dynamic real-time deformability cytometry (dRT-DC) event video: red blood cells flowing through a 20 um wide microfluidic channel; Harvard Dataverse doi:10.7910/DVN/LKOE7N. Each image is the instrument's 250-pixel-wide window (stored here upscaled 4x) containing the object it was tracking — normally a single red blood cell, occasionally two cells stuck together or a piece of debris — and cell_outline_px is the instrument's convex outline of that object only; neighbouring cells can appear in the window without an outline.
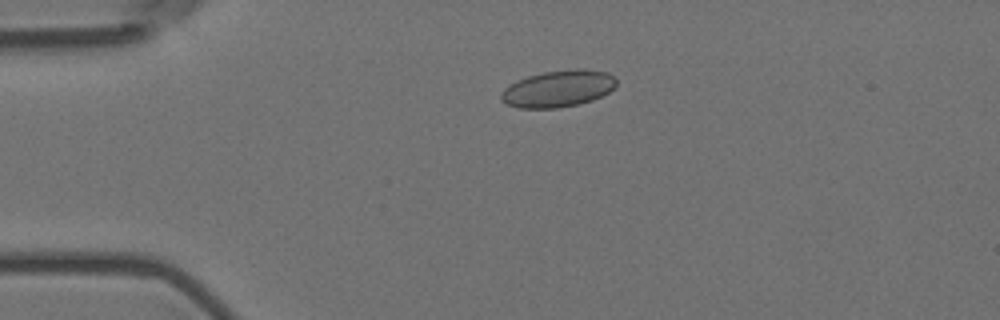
{"species": "Egyptian fruit bat (a non-hibernating species)", "species_latin": "Rousettus aegyptiacus", "temperature_condition": "room temperature", "stored_images_in_passage": 2, "camera_frame_rate_fps": 3000, "um_per_image_px": 0.085, "animal": {"sex": "female"}, "frame": {"image": 1, "passage_image": 1, "time_ms": 0.0, "image_size_px": [1000, 320], "cell_outline_px": [[616, 84], [608, 92], [592, 100], [580, 104], [556, 108], [516, 108], [500, 100], [500, 96], [504, 88], [516, 80], [528, 76], [544, 72], [576, 68], [584, 68], [608, 72], [616, 80]], "centroid_in_image_um": [47.42, 7.53], "position_along_channel_um": 37.6, "area_um2": 24.74}}
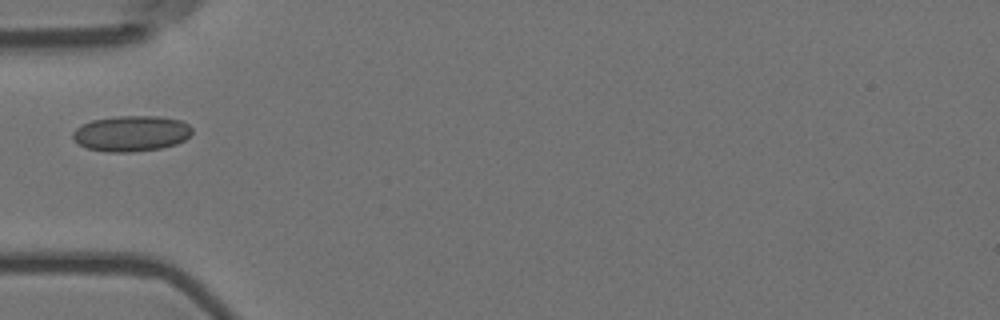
{"frame": {"image": 2, "passage_image": 2, "time_ms": 0.333, "image_size_px": [1000, 320], "cell_outline_px": [[192, 132], [184, 140], [176, 144], [160, 148], [132, 152], [104, 152], [88, 148], [80, 144], [72, 136], [72, 132], [76, 128], [92, 120], [116, 116], [160, 116], [180, 120], [188, 124], [192, 128]], "centroid_in_image_um": [11.17, 11.34], "position_along_channel_um": 73.8, "area_um2": 24.74}}